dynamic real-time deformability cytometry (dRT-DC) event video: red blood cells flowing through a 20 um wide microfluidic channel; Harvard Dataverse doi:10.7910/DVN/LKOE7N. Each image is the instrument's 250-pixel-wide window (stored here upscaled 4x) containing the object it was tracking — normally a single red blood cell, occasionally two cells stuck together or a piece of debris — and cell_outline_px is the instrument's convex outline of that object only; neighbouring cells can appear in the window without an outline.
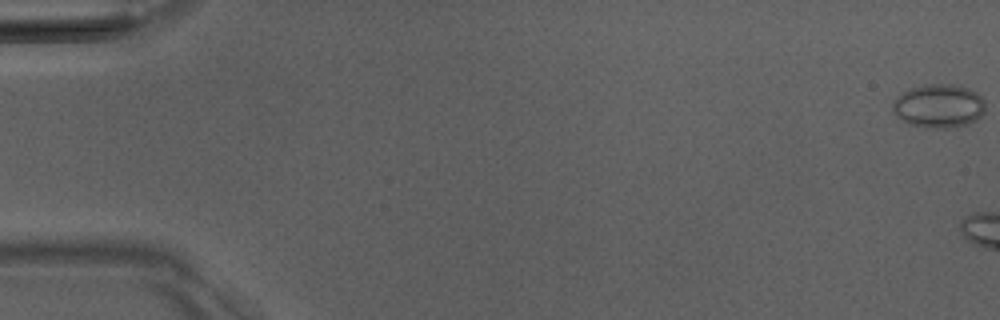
{"species": "Egyptian fruit bat (a non-hibernating species)", "species_latin": "Rousettus aegyptiacus", "temperature_condition": "room temperature", "stored_images_in_passage": 3, "camera_frame_rate_fps": 3000, "um_per_image_px": 0.085, "animal": {"sex": "male"}, "frame": {"image": 1, "passage_image": 1, "time_ms": 0.0, "image_size_px": [1000, 320], "cell_outline_px": [[984, 112], [976, 120], [968, 124], [944, 128], [924, 128], [908, 124], [900, 120], [892, 112], [892, 100], [896, 96], [912, 88], [924, 84], [956, 84], [968, 88], [976, 92], [984, 100]], "centroid_in_image_um": [79.75, 9.01], "position_along_channel_um": 5.2, "area_um2": 23.87}}